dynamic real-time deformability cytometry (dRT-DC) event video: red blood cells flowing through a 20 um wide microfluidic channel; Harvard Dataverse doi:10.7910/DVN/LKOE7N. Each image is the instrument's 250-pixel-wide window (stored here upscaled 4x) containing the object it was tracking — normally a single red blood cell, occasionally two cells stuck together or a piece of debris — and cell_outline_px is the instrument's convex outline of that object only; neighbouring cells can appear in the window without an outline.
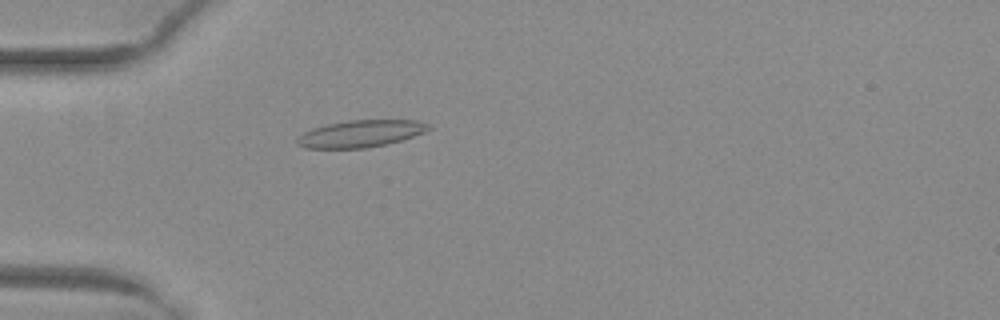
{"species": "common noctule bat (a hibernating species)", "species_latin": "Nyctalus noctula", "temperature_condition": "warm", "stored_images_in_passage": 50, "camera_frame_rate_fps": 3000, "um_per_image_px": 0.085, "animal": {"sex": "female", "body_mass_g": 29.2, "forearm_length_mm": 56.3}, "frame": {"image": 1, "passage_image": 14, "time_ms": 4.333, "image_size_px": [1000, 320], "cell_outline_px": [[432, 128], [424, 132], [388, 144], [364, 148], [304, 148], [296, 144], [296, 136], [312, 128], [328, 124], [348, 120], [416, 120], [432, 124]], "centroid_in_image_um": [30.64, 11.36], "position_along_channel_um": 54.4, "area_um2": 20.81}}
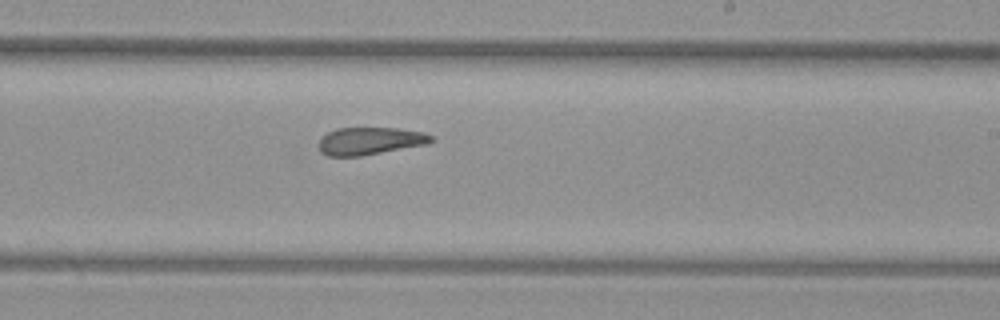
{"frame": {"image": 2, "passage_image": 30, "time_ms": 9.667, "image_size_px": [1000, 320], "cell_outline_px": [[432, 140], [428, 144], [360, 156], [328, 156], [320, 152], [320, 140], [328, 132], [336, 128], [400, 128], [424, 132], [432, 136]], "centroid_in_image_um": [31.46, 11.98], "position_along_channel_um": 257.5, "area_um2": 17.92}}
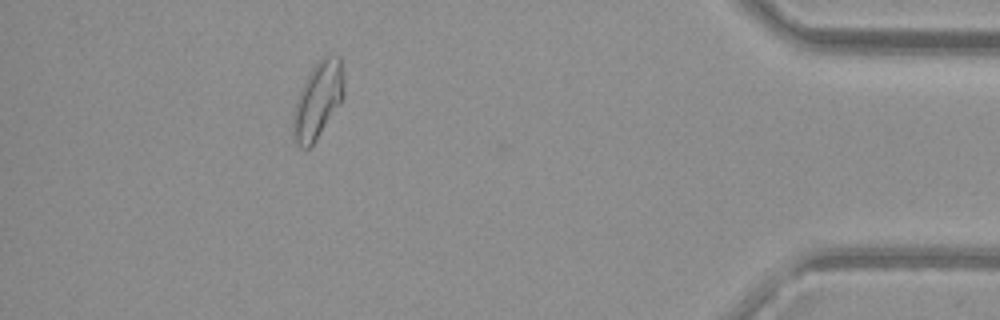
{"frame": {"image": 3, "passage_image": 45, "time_ms": 14.667, "image_size_px": [1000, 320], "cell_outline_px": [[344, 96], [340, 104], [316, 140], [308, 148], [300, 148], [292, 136], [292, 116], [300, 92], [312, 68], [324, 56], [340, 56], [344, 72]], "centroid_in_image_um": [27.04, 8.54], "position_along_channel_um": 408.2, "area_um2": 22.48}, "authors_computed_cell_mechanics": {"area_um2": 20.4323, "velocity_mm_per_s": 4.0166, "shape_relaxation_time_tau1_ms": null, "shape_relaxation_time_tau2_ms": 3.0465, "deformation_change_tau1": null, "deformation_change_tau2": 0.1139}}